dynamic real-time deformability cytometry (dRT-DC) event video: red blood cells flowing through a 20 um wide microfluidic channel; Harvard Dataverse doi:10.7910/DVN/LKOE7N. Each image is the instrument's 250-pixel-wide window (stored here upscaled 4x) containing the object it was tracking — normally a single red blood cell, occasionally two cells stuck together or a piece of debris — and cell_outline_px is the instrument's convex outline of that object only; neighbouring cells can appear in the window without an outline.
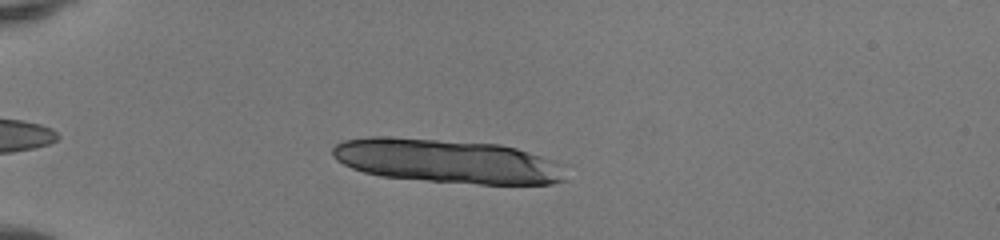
{"species": "human", "species_latin": "Homo sapiens", "temperature_condition": "room temperature", "stored_images_in_passage": 25, "camera_frame_rate_fps": 3000, "um_per_image_px": 0.085, "donor": {"sex": "female"}, "frame": {"image": 1, "passage_image": 6, "time_ms": 1.667, "image_size_px": [1000, 240], "cell_outline_px": [[572, 164], [568, 180], [552, 184], [480, 184], [428, 180], [380, 176], [364, 172], [352, 168], [336, 160], [332, 156], [332, 148], [336, 144], [344, 140], [368, 136], [388, 136], [500, 144], [516, 148]], "centroid_in_image_um": [38.17, 13.69], "position_along_channel_um": 46.8, "area_um2": 60.92}}
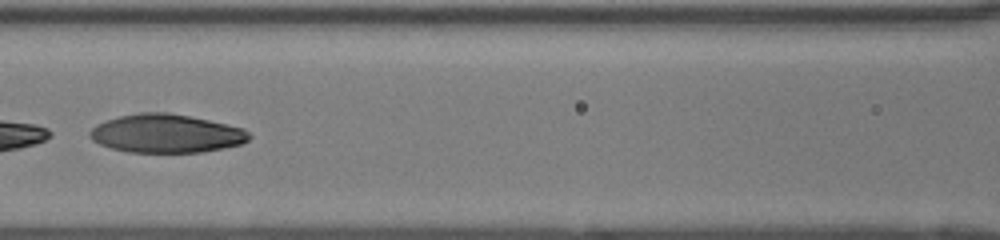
{"frame": {"image": 2, "passage_image": 17, "time_ms": 5.333, "image_size_px": [1000, 240], "cell_outline_px": [[252, 136], [248, 140], [240, 144], [224, 148], [200, 152], [128, 152], [112, 148], [100, 144], [92, 140], [88, 136], [88, 132], [96, 124], [120, 116], [144, 112], [164, 112], [188, 116], [228, 124], [244, 128]], "centroid_in_image_um": [14.13, 11.35], "position_along_channel_um": 152.5, "area_um2": 35.55}}
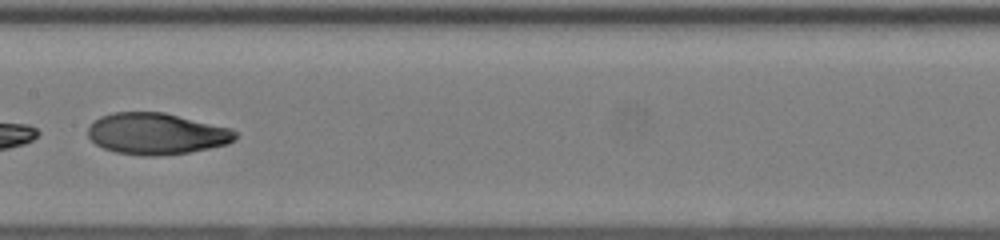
{"frame": {"image": 3, "passage_image": 20, "time_ms": 6.333, "image_size_px": [1000, 240], "cell_outline_px": [[236, 140], [228, 144], [188, 152], [156, 156], [144, 156], [116, 152], [104, 148], [96, 144], [88, 136], [88, 128], [100, 116], [112, 112], [164, 112], [232, 128], [236, 132]], "centroid_in_image_um": [13.32, 11.36], "position_along_channel_um": 194.1, "area_um2": 35.55}}